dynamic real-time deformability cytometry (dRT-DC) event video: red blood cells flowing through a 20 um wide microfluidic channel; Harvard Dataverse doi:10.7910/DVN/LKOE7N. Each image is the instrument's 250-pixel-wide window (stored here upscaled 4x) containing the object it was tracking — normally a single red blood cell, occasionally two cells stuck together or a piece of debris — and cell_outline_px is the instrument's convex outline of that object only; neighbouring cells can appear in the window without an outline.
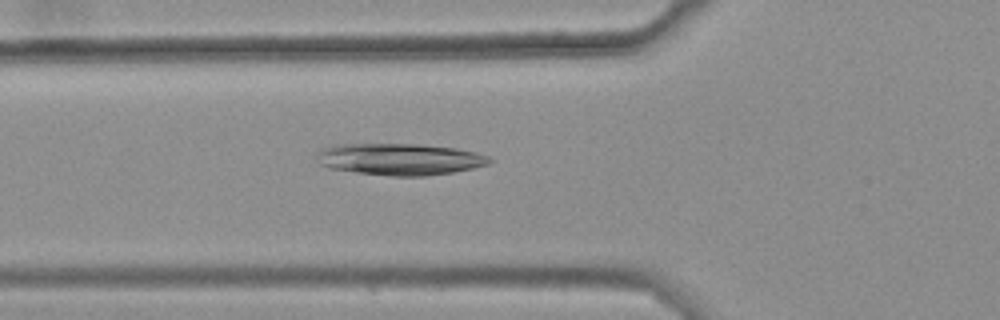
{"species": "common noctule bat (a hibernating species)", "species_latin": "Nyctalus noctula", "temperature_condition": "warm", "stored_images_in_passage": 35, "camera_frame_rate_fps": 3000, "um_per_image_px": 0.085, "animal": {"sex": "female", "body_mass_g": 25.1}, "frame": {"image": 1, "passage_image": 6, "time_ms": 1.667, "image_size_px": [1000, 320], "cell_outline_px": [[492, 160], [488, 164], [472, 168], [452, 172], [428, 176], [392, 176], [356, 172], [328, 168], [320, 164], [320, 148], [336, 144], [416, 144], [456, 148], [476, 152], [488, 156]], "centroid_in_image_um": [34.0, 13.53], "position_along_channel_um": 91.8, "area_um2": 31.73}}
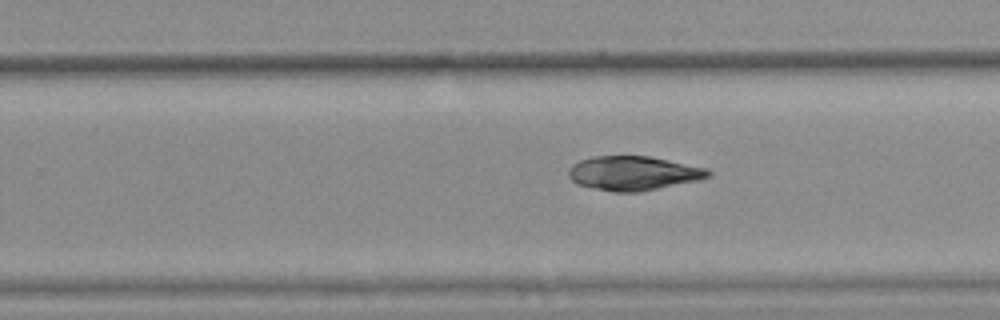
{"frame": {"image": 2, "passage_image": 21, "time_ms": 6.667, "image_size_px": [1000, 320], "cell_outline_px": [[712, 176], [700, 180], [640, 192], [612, 192], [576, 184], [568, 176], [568, 168], [572, 164], [580, 160], [592, 156], [648, 156], [708, 168], [712, 172]], "centroid_in_image_um": [53.84, 14.73], "position_along_channel_um": 276.0, "area_um2": 28.09}}
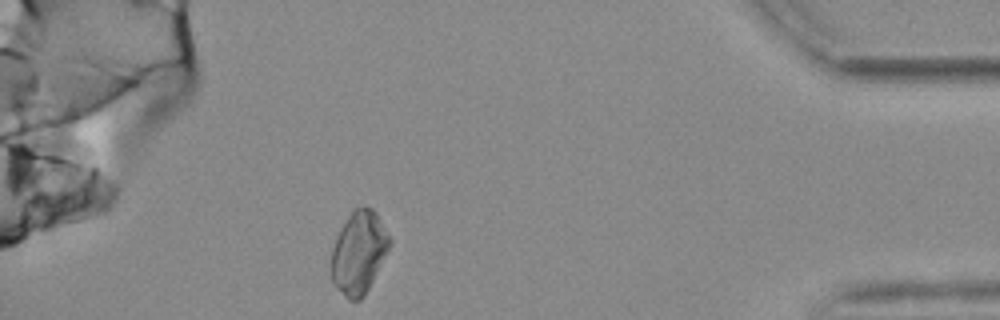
{"frame": {"image": 3, "passage_image": 35, "time_ms": 11.333, "image_size_px": [1000, 320], "cell_outline_px": [[392, 244], [364, 296], [360, 300], [348, 300], [332, 284], [332, 248], [336, 236], [340, 228], [348, 216], [360, 204], [364, 204], [372, 208], [376, 212], [392, 240]], "centroid_in_image_um": [30.51, 21.44], "position_along_channel_um": 404.7, "area_um2": 28.26}}